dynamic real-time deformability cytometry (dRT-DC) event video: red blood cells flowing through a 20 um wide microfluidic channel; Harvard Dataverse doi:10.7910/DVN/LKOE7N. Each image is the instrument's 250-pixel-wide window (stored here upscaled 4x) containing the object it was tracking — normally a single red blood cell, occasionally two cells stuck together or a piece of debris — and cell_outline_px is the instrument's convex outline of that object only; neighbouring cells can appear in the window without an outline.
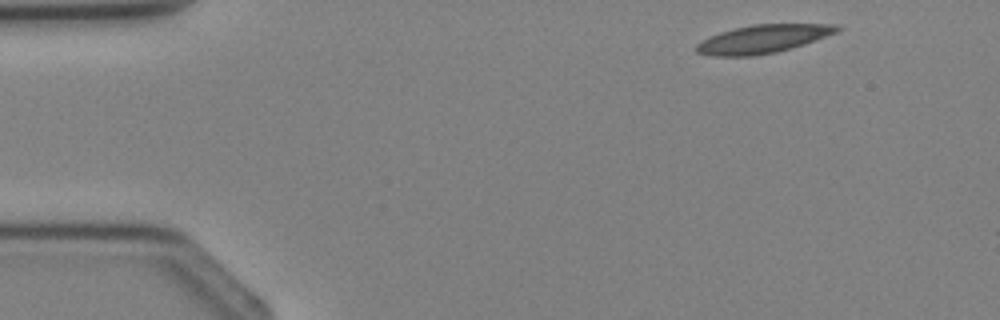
{"species": "Egyptian fruit bat (a non-hibernating species)", "species_latin": "Rousettus aegyptiacus", "temperature_condition": "cold", "stored_images_in_passage": 3, "camera_frame_rate_fps": 3000, "um_per_image_px": 0.085, "animal": {"sex": "female"}, "frame": {"image": 1, "passage_image": 1, "time_ms": 0.0, "image_size_px": [1000, 320], "cell_outline_px": [[844, 28], [836, 32], [804, 44], [792, 48], [776, 52], [756, 56], [712, 56], [696, 52], [696, 44], [720, 32], [736, 28], [756, 24], [836, 24]], "centroid_in_image_um": [64.87, 3.32], "position_along_channel_um": 20.1, "area_um2": 22.95}}